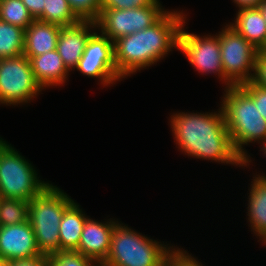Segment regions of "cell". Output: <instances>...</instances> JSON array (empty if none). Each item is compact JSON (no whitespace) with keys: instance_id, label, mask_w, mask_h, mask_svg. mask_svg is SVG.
Returning a JSON list of instances; mask_svg holds the SVG:
<instances>
[{"instance_id":"6da1fadb","label":"cell","mask_w":266,"mask_h":266,"mask_svg":"<svg viewBox=\"0 0 266 266\" xmlns=\"http://www.w3.org/2000/svg\"><path fill=\"white\" fill-rule=\"evenodd\" d=\"M219 112L172 116V131L179 148L192 157L245 166L246 162L233 147L222 107Z\"/></svg>"},{"instance_id":"7a4b0ae2","label":"cell","mask_w":266,"mask_h":266,"mask_svg":"<svg viewBox=\"0 0 266 266\" xmlns=\"http://www.w3.org/2000/svg\"><path fill=\"white\" fill-rule=\"evenodd\" d=\"M183 14L167 11L152 26L114 41V60L120 78L129 76L163 58L171 48L179 47V35L185 23Z\"/></svg>"},{"instance_id":"3957f363","label":"cell","mask_w":266,"mask_h":266,"mask_svg":"<svg viewBox=\"0 0 266 266\" xmlns=\"http://www.w3.org/2000/svg\"><path fill=\"white\" fill-rule=\"evenodd\" d=\"M222 109L225 122L236 153L246 162L249 161L242 146L254 141L266 145V120L256 109L254 100L240 87L226 89Z\"/></svg>"},{"instance_id":"277c9868","label":"cell","mask_w":266,"mask_h":266,"mask_svg":"<svg viewBox=\"0 0 266 266\" xmlns=\"http://www.w3.org/2000/svg\"><path fill=\"white\" fill-rule=\"evenodd\" d=\"M73 202L67 194L52 184L29 201V221L37 247L43 255L50 256L60 251L61 218Z\"/></svg>"},{"instance_id":"5b68a950","label":"cell","mask_w":266,"mask_h":266,"mask_svg":"<svg viewBox=\"0 0 266 266\" xmlns=\"http://www.w3.org/2000/svg\"><path fill=\"white\" fill-rule=\"evenodd\" d=\"M170 247L117 222L107 258L99 266H165Z\"/></svg>"},{"instance_id":"8992f818","label":"cell","mask_w":266,"mask_h":266,"mask_svg":"<svg viewBox=\"0 0 266 266\" xmlns=\"http://www.w3.org/2000/svg\"><path fill=\"white\" fill-rule=\"evenodd\" d=\"M37 177L33 166L0 139V197L30 201L49 183Z\"/></svg>"},{"instance_id":"52a82bcc","label":"cell","mask_w":266,"mask_h":266,"mask_svg":"<svg viewBox=\"0 0 266 266\" xmlns=\"http://www.w3.org/2000/svg\"><path fill=\"white\" fill-rule=\"evenodd\" d=\"M218 38L224 81L228 85L226 87L240 86L252 81L254 75L249 71H255L260 50L229 25L220 32Z\"/></svg>"},{"instance_id":"ba28073f","label":"cell","mask_w":266,"mask_h":266,"mask_svg":"<svg viewBox=\"0 0 266 266\" xmlns=\"http://www.w3.org/2000/svg\"><path fill=\"white\" fill-rule=\"evenodd\" d=\"M42 89L34 78L26 55L0 59L1 103L14 105L28 102Z\"/></svg>"},{"instance_id":"9c48e42d","label":"cell","mask_w":266,"mask_h":266,"mask_svg":"<svg viewBox=\"0 0 266 266\" xmlns=\"http://www.w3.org/2000/svg\"><path fill=\"white\" fill-rule=\"evenodd\" d=\"M166 12L158 0L141 8L104 10L96 20V27H101V33L114 42L120 37L152 26Z\"/></svg>"},{"instance_id":"30bf717a","label":"cell","mask_w":266,"mask_h":266,"mask_svg":"<svg viewBox=\"0 0 266 266\" xmlns=\"http://www.w3.org/2000/svg\"><path fill=\"white\" fill-rule=\"evenodd\" d=\"M76 69L83 75L101 79L103 85L121 79L114 60V42L103 34L93 33Z\"/></svg>"},{"instance_id":"8fae6325","label":"cell","mask_w":266,"mask_h":266,"mask_svg":"<svg viewBox=\"0 0 266 266\" xmlns=\"http://www.w3.org/2000/svg\"><path fill=\"white\" fill-rule=\"evenodd\" d=\"M179 50L188 58L189 62L200 72L218 73L224 80V71L220 54V43L217 36L200 38L183 31L179 35Z\"/></svg>"},{"instance_id":"7c38bea8","label":"cell","mask_w":266,"mask_h":266,"mask_svg":"<svg viewBox=\"0 0 266 266\" xmlns=\"http://www.w3.org/2000/svg\"><path fill=\"white\" fill-rule=\"evenodd\" d=\"M43 256L30 221L0 226V257L8 262Z\"/></svg>"},{"instance_id":"4fadbf2b","label":"cell","mask_w":266,"mask_h":266,"mask_svg":"<svg viewBox=\"0 0 266 266\" xmlns=\"http://www.w3.org/2000/svg\"><path fill=\"white\" fill-rule=\"evenodd\" d=\"M95 26H97L96 21L80 20L75 25L61 27L56 49L69 71L78 66L86 43L94 33H89L90 27Z\"/></svg>"},{"instance_id":"5bb4252c","label":"cell","mask_w":266,"mask_h":266,"mask_svg":"<svg viewBox=\"0 0 266 266\" xmlns=\"http://www.w3.org/2000/svg\"><path fill=\"white\" fill-rule=\"evenodd\" d=\"M116 224V222H111V220L109 223L106 222L104 224L87 218L76 252L81 253L92 259L97 265H100L109 253L111 235Z\"/></svg>"},{"instance_id":"9a60e30c","label":"cell","mask_w":266,"mask_h":266,"mask_svg":"<svg viewBox=\"0 0 266 266\" xmlns=\"http://www.w3.org/2000/svg\"><path fill=\"white\" fill-rule=\"evenodd\" d=\"M61 27L35 19L25 30L24 52L27 57L55 50Z\"/></svg>"},{"instance_id":"2e32d148","label":"cell","mask_w":266,"mask_h":266,"mask_svg":"<svg viewBox=\"0 0 266 266\" xmlns=\"http://www.w3.org/2000/svg\"><path fill=\"white\" fill-rule=\"evenodd\" d=\"M33 70L34 78L42 87L60 85L66 80L69 70L63 63L57 49L38 55L28 57Z\"/></svg>"},{"instance_id":"e0dca14e","label":"cell","mask_w":266,"mask_h":266,"mask_svg":"<svg viewBox=\"0 0 266 266\" xmlns=\"http://www.w3.org/2000/svg\"><path fill=\"white\" fill-rule=\"evenodd\" d=\"M231 26L259 50H266V22L258 8H241Z\"/></svg>"},{"instance_id":"ac0fdd59","label":"cell","mask_w":266,"mask_h":266,"mask_svg":"<svg viewBox=\"0 0 266 266\" xmlns=\"http://www.w3.org/2000/svg\"><path fill=\"white\" fill-rule=\"evenodd\" d=\"M87 218L75 202L64 211L59 226L60 251H76L78 249Z\"/></svg>"},{"instance_id":"d6986e66","label":"cell","mask_w":266,"mask_h":266,"mask_svg":"<svg viewBox=\"0 0 266 266\" xmlns=\"http://www.w3.org/2000/svg\"><path fill=\"white\" fill-rule=\"evenodd\" d=\"M251 185L248 219L253 231L266 242V176L255 177Z\"/></svg>"},{"instance_id":"ffe728a7","label":"cell","mask_w":266,"mask_h":266,"mask_svg":"<svg viewBox=\"0 0 266 266\" xmlns=\"http://www.w3.org/2000/svg\"><path fill=\"white\" fill-rule=\"evenodd\" d=\"M24 37V29L0 20V59L22 55Z\"/></svg>"},{"instance_id":"44dd1931","label":"cell","mask_w":266,"mask_h":266,"mask_svg":"<svg viewBox=\"0 0 266 266\" xmlns=\"http://www.w3.org/2000/svg\"><path fill=\"white\" fill-rule=\"evenodd\" d=\"M43 13L38 20L60 27L77 24L80 19L71 10L67 0H45Z\"/></svg>"},{"instance_id":"7402d4cb","label":"cell","mask_w":266,"mask_h":266,"mask_svg":"<svg viewBox=\"0 0 266 266\" xmlns=\"http://www.w3.org/2000/svg\"><path fill=\"white\" fill-rule=\"evenodd\" d=\"M29 221V202L0 197V226L18 225Z\"/></svg>"},{"instance_id":"603a6c76","label":"cell","mask_w":266,"mask_h":266,"mask_svg":"<svg viewBox=\"0 0 266 266\" xmlns=\"http://www.w3.org/2000/svg\"><path fill=\"white\" fill-rule=\"evenodd\" d=\"M0 20L26 30L35 19L21 0H1Z\"/></svg>"},{"instance_id":"cb8c5ba5","label":"cell","mask_w":266,"mask_h":266,"mask_svg":"<svg viewBox=\"0 0 266 266\" xmlns=\"http://www.w3.org/2000/svg\"><path fill=\"white\" fill-rule=\"evenodd\" d=\"M92 259L76 251H58L49 256L47 266H99Z\"/></svg>"},{"instance_id":"d4e9b609","label":"cell","mask_w":266,"mask_h":266,"mask_svg":"<svg viewBox=\"0 0 266 266\" xmlns=\"http://www.w3.org/2000/svg\"><path fill=\"white\" fill-rule=\"evenodd\" d=\"M80 20L96 21L100 15V0H67Z\"/></svg>"},{"instance_id":"484cf974","label":"cell","mask_w":266,"mask_h":266,"mask_svg":"<svg viewBox=\"0 0 266 266\" xmlns=\"http://www.w3.org/2000/svg\"><path fill=\"white\" fill-rule=\"evenodd\" d=\"M240 87L254 100L256 109L266 120V89L256 85L253 81Z\"/></svg>"},{"instance_id":"4316f807","label":"cell","mask_w":266,"mask_h":266,"mask_svg":"<svg viewBox=\"0 0 266 266\" xmlns=\"http://www.w3.org/2000/svg\"><path fill=\"white\" fill-rule=\"evenodd\" d=\"M156 0H100V14L104 10L133 9L152 5Z\"/></svg>"},{"instance_id":"83f0119b","label":"cell","mask_w":266,"mask_h":266,"mask_svg":"<svg viewBox=\"0 0 266 266\" xmlns=\"http://www.w3.org/2000/svg\"><path fill=\"white\" fill-rule=\"evenodd\" d=\"M166 265L167 266H202L193 257H191V255H188L186 251L184 253V251L182 250L180 251L179 248L178 250L172 249L168 252V255L166 257Z\"/></svg>"},{"instance_id":"f1b7e54d","label":"cell","mask_w":266,"mask_h":266,"mask_svg":"<svg viewBox=\"0 0 266 266\" xmlns=\"http://www.w3.org/2000/svg\"><path fill=\"white\" fill-rule=\"evenodd\" d=\"M253 82L266 89V50H260L256 59Z\"/></svg>"},{"instance_id":"f546056e","label":"cell","mask_w":266,"mask_h":266,"mask_svg":"<svg viewBox=\"0 0 266 266\" xmlns=\"http://www.w3.org/2000/svg\"><path fill=\"white\" fill-rule=\"evenodd\" d=\"M49 256L43 255L31 259L14 260L9 262V266H47Z\"/></svg>"},{"instance_id":"4dcf8cb0","label":"cell","mask_w":266,"mask_h":266,"mask_svg":"<svg viewBox=\"0 0 266 266\" xmlns=\"http://www.w3.org/2000/svg\"><path fill=\"white\" fill-rule=\"evenodd\" d=\"M34 19H37L44 9L45 0H21Z\"/></svg>"},{"instance_id":"1f68e13d","label":"cell","mask_w":266,"mask_h":266,"mask_svg":"<svg viewBox=\"0 0 266 266\" xmlns=\"http://www.w3.org/2000/svg\"><path fill=\"white\" fill-rule=\"evenodd\" d=\"M263 0H234V2L241 8H257Z\"/></svg>"},{"instance_id":"d6a6232c","label":"cell","mask_w":266,"mask_h":266,"mask_svg":"<svg viewBox=\"0 0 266 266\" xmlns=\"http://www.w3.org/2000/svg\"><path fill=\"white\" fill-rule=\"evenodd\" d=\"M257 8L260 10V12H261V14H262V16H263V19H264L265 22H266V0H263V1L259 4V6H258Z\"/></svg>"},{"instance_id":"836d02e7","label":"cell","mask_w":266,"mask_h":266,"mask_svg":"<svg viewBox=\"0 0 266 266\" xmlns=\"http://www.w3.org/2000/svg\"><path fill=\"white\" fill-rule=\"evenodd\" d=\"M0 266H9V262L0 257Z\"/></svg>"},{"instance_id":"e575fe53","label":"cell","mask_w":266,"mask_h":266,"mask_svg":"<svg viewBox=\"0 0 266 266\" xmlns=\"http://www.w3.org/2000/svg\"><path fill=\"white\" fill-rule=\"evenodd\" d=\"M262 150H264L265 152V154H266V145H264L263 147H262Z\"/></svg>"}]
</instances>
